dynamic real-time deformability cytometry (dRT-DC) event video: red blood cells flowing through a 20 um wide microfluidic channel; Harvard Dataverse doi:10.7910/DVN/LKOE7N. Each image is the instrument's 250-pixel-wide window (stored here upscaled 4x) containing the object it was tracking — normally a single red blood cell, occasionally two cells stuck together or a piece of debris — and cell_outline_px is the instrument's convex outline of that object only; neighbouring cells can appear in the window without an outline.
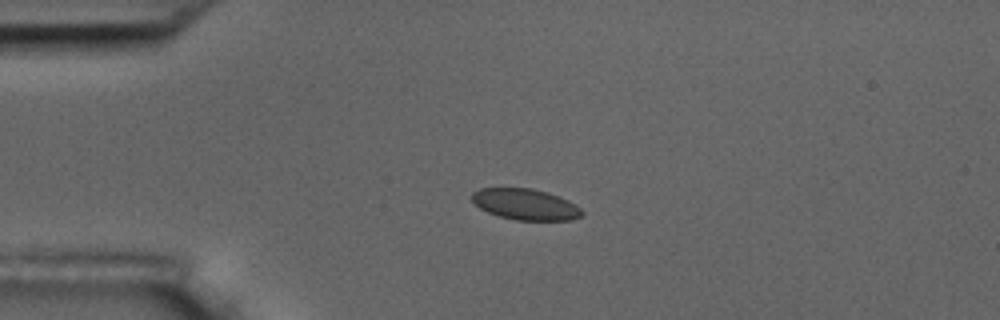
{"species": "common noctule bat (a hibernating species)", "species_latin": "Nyctalus noctula", "temperature_condition": "room temperature", "stored_images_in_passage": 3, "camera_frame_rate_fps": 3000, "um_per_image_px": 0.085, "animal": {"sex": "male", "body_mass_g": 17.5, "forearm_length_mm": 52.3}, "frame": {"image": 1, "passage_image": 1, "time_ms": 0.0, "image_size_px": [1000, 320], "cell_outline_px": [[584, 216], [572, 220], [516, 220], [500, 216], [488, 212], [480, 208], [472, 200], [472, 192], [480, 188], [532, 188], [548, 192], [568, 200], [580, 208], [584, 212]], "centroid_in_image_um": [44.69, 17.37], "position_along_channel_um": 40.3, "area_um2": 19.94}}